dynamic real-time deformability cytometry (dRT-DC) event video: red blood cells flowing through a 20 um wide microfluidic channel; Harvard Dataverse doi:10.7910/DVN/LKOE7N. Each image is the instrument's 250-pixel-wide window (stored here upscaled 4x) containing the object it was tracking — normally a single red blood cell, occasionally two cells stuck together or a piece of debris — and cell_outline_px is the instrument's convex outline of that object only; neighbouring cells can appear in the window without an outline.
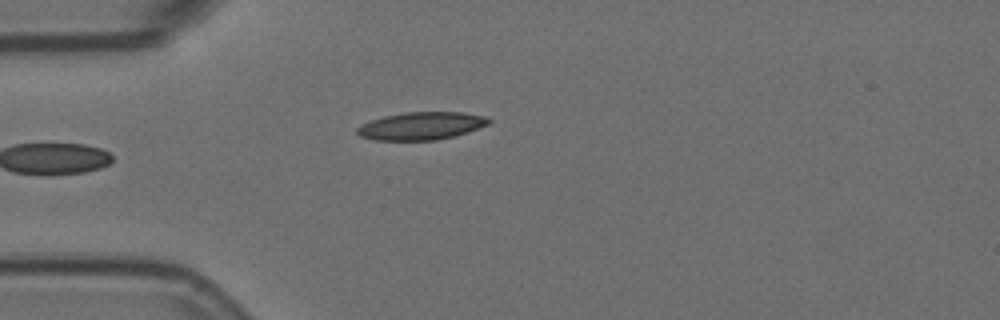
{"species": "Egyptian fruit bat (a non-hibernating species)", "species_latin": "Rousettus aegyptiacus", "temperature_condition": "room temperature", "stored_images_in_passage": 5, "camera_frame_rate_fps": 3000, "um_per_image_px": 0.085, "animal": {"sex": "female"}, "frame": {"image": 1, "passage_image": 5, "time_ms": 1.333, "image_size_px": [1000, 320], "cell_outline_px": [[492, 120], [488, 124], [468, 132], [436, 140], [372, 140], [360, 136], [356, 132], [356, 128], [372, 120], [384, 116], [404, 112], [464, 112], [488, 116]], "centroid_in_image_um": [35.83, 10.69], "position_along_channel_um": 49.2, "area_um2": 21.27}}